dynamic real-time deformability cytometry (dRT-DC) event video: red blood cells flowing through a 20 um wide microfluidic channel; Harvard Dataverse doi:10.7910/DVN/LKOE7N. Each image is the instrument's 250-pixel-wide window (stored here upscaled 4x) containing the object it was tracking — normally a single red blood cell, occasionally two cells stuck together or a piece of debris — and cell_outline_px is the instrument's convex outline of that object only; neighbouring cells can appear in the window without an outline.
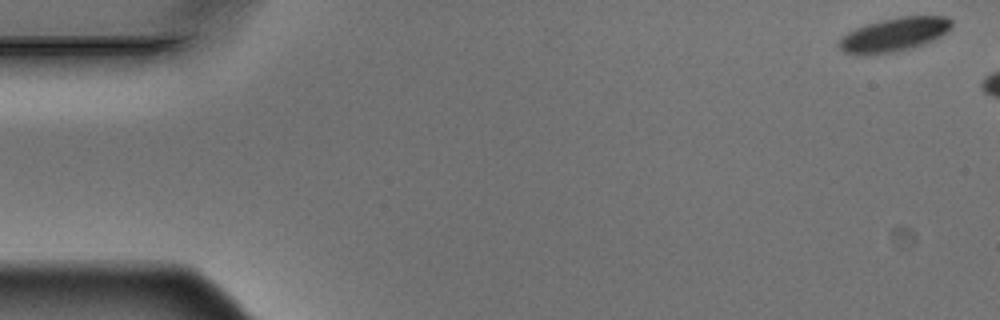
{"species": "Egyptian fruit bat (a non-hibernating species)", "species_latin": "Rousettus aegyptiacus", "temperature_condition": "warm", "stored_images_in_passage": 3, "camera_frame_rate_fps": 3000, "um_per_image_px": 0.085, "animal": {"sex": "male"}, "frame": {"image": 1, "passage_image": 1, "time_ms": 0.0, "image_size_px": [1000, 320], "cell_outline_px": [[952, 28], [948, 32], [916, 48], [896, 52], [844, 52], [836, 44], [848, 32], [856, 28], [868, 24], [900, 16], [948, 16], [952, 20]], "centroid_in_image_um": [76.11, 2.91], "position_along_channel_um": 8.9, "area_um2": 21.68}}